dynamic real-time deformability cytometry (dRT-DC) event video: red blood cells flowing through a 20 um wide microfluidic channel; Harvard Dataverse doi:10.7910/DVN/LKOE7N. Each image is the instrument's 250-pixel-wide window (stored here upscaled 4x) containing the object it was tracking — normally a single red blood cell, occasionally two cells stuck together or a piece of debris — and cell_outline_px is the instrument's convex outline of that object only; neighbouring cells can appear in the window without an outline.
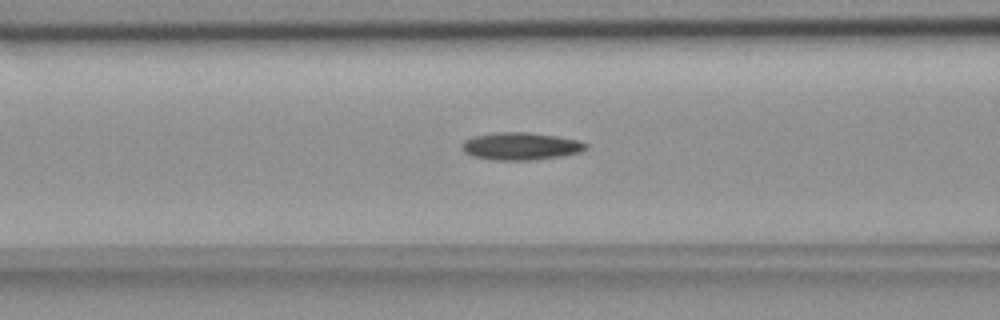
{"species": "common noctule bat (a hibernating species)", "species_latin": "Nyctalus noctula", "temperature_condition": "room temperature", "stored_images_in_passage": 41, "camera_frame_rate_fps": 3000, "um_per_image_px": 0.085, "animal": {"sex": "female", "body_mass_g": 18.4}, "frame": {"image": 1, "passage_image": 15, "time_ms": 4.667, "image_size_px": [1000, 320], "cell_outline_px": [[588, 148], [584, 152], [560, 156], [528, 160], [496, 160], [472, 156], [464, 152], [460, 148], [464, 140], [472, 136], [496, 132], [528, 132], [556, 136], [580, 140], [588, 144]], "centroid_in_image_um": [44.27, 12.42], "position_along_channel_um": 122.3, "area_um2": 20.06}}
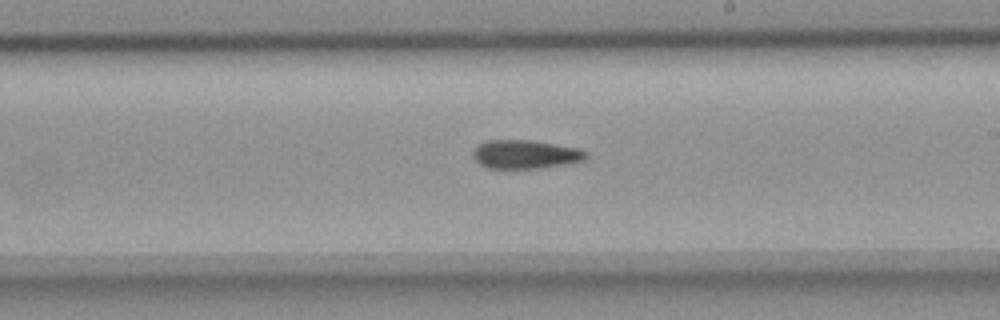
{"frame": {"image": 2, "passage_image": 25, "time_ms": 8.0, "image_size_px": [1000, 320], "cell_outline_px": [[588, 156], [584, 160], [572, 164], [540, 168], [488, 168], [480, 164], [472, 156], [472, 152], [476, 144], [484, 140], [532, 140], [576, 148], [588, 152]], "centroid_in_image_um": [44.64, 13.12], "position_along_channel_um": 244.4, "area_um2": 19.13}}
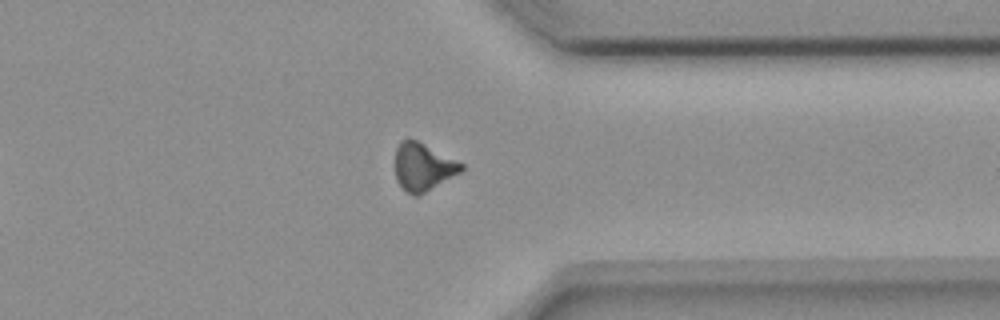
{"frame": {"image": 3, "passage_image": 36, "time_ms": 11.667, "image_size_px": [1000, 320], "cell_outline_px": [[464, 168], [460, 172], [420, 196], [412, 196], [396, 180], [396, 148], [400, 140], [408, 136], [464, 164]], "centroid_in_image_um": [35.94, 14.18], "position_along_channel_um": 375.5, "area_um2": 18.32}, "authors_computed_cell_mechanics": {"area_um2": 19.074, "velocity_mm_per_s": 3.6719, "shape_relaxation_time_tau1_ms": 10.0067, "shape_relaxation_time_tau2_ms": 10.5132, "deformation_change_tau1": 0.2113, "deformation_change_tau2": 0.2087}}